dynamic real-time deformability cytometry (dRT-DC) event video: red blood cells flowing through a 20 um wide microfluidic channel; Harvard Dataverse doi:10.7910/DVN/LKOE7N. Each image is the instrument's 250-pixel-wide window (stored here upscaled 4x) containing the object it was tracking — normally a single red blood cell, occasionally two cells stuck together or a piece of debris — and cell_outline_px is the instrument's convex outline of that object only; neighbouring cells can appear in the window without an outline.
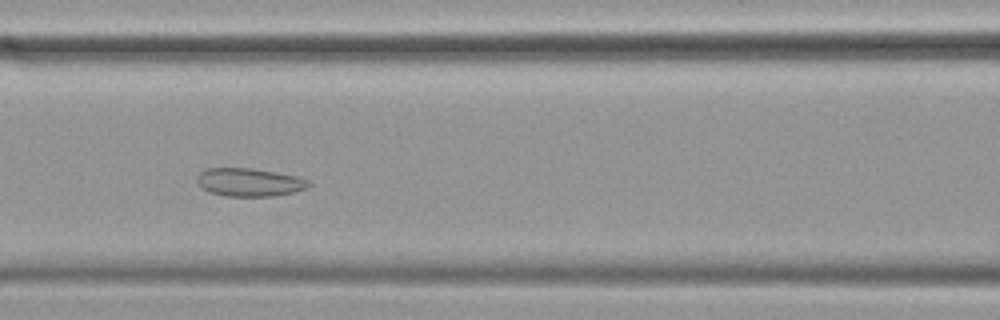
{"species": "common noctule bat (a hibernating species)", "species_latin": "Nyctalus noctula", "temperature_condition": "cold", "stored_images_in_passage": 57, "camera_frame_rate_fps": 3000, "um_per_image_px": 0.085, "animal": {"sex": "female", "body_mass_g": 19.9}, "frame": {"image": 1, "passage_image": 24, "time_ms": 7.667, "image_size_px": [1000, 320], "cell_outline_px": [[312, 184], [308, 188], [276, 196], [224, 196], [208, 192], [200, 188], [196, 180], [196, 176], [204, 168], [252, 168], [300, 176], [312, 180]], "centroid_in_image_um": [21.21, 15.49], "position_along_channel_um": 145.4, "area_um2": 18.84}}
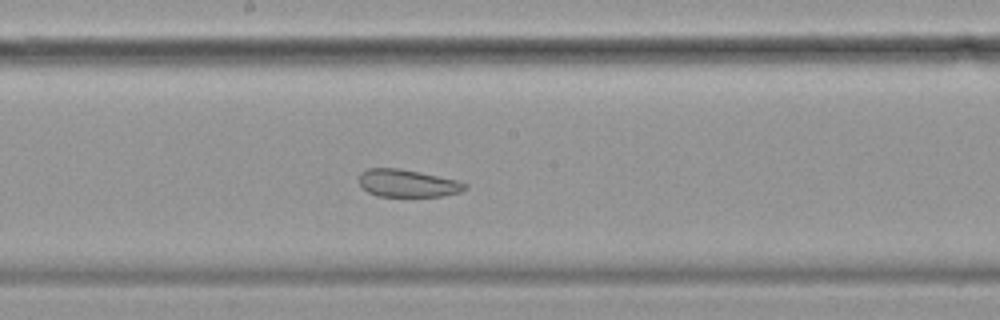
{"frame": {"image": 2, "passage_image": 30, "time_ms": 9.667, "image_size_px": [1000, 320], "cell_outline_px": [[468, 188], [460, 192], [444, 196], [376, 196], [368, 192], [360, 184], [360, 172], [368, 168], [400, 168], [420, 172], [456, 180], [468, 184]], "centroid_in_image_um": [34.65, 15.58], "position_along_channel_um": 213.5, "area_um2": 16.99}}
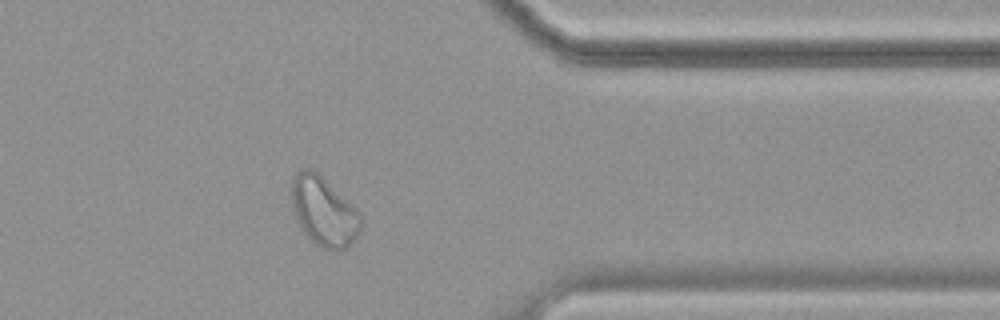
{"frame": {"image": 3, "passage_image": 46, "time_ms": 15.0, "image_size_px": [1000, 320], "cell_outline_px": [[360, 232], [356, 240], [352, 244], [340, 252], [332, 252], [308, 240], [304, 236], [292, 212], [292, 180], [296, 172], [304, 168], [312, 168], [356, 208], [360, 212]], "centroid_in_image_um": [27.51, 18.03], "position_along_channel_um": 383.9, "area_um2": 28.38}, "authors_computed_cell_mechanics": {"area_um2": 25.2586, "velocity_mm_per_s": 3.4327, "shape_relaxation_time_tau1_ms": null, "shape_relaxation_time_tau2_ms": 2.7729, "deformation_change_tau1": null, "deformation_change_tau2": 0.0629}}